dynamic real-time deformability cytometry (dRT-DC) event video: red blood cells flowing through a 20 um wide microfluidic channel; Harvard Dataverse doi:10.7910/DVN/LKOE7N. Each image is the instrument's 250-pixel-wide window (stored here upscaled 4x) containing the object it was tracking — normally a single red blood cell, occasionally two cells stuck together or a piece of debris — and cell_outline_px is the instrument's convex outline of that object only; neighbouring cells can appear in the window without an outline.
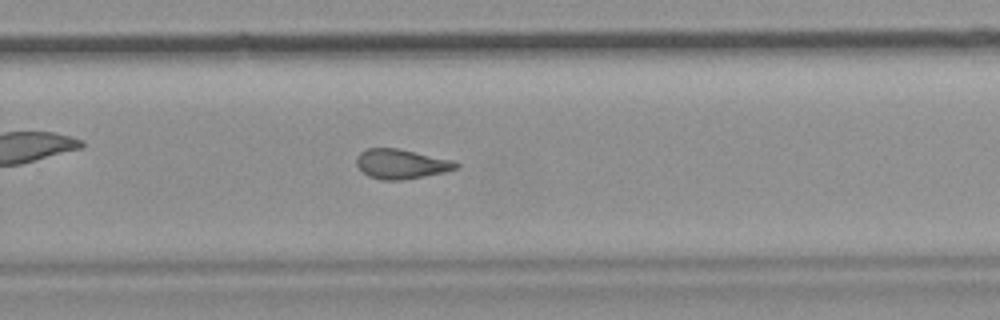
{"species": "common noctule bat (a hibernating species)", "species_latin": "Nyctalus noctula", "temperature_condition": "room temperature", "stored_images_in_passage": 42, "camera_frame_rate_fps": 3000, "um_per_image_px": 0.085, "animal": {"sex": "female", "body_mass_g": 19.9}, "frame": {"image": 1, "passage_image": 24, "time_ms": 7.667, "image_size_px": [1000, 320], "cell_outline_px": [[460, 168], [444, 172], [404, 180], [384, 180], [368, 176], [356, 164], [356, 156], [360, 152], [368, 148], [396, 148], [456, 160], [460, 164]], "centroid_in_image_um": [34.15, 13.93], "position_along_channel_um": 295.6, "area_um2": 17.34}, "authors_computed_cell_mechanics": {"area_um2": 17.7446, "velocity_mm_per_s": 3.7851, "shape_relaxation_time_tau1_ms": null, "shape_relaxation_time_tau2_ms": 1.9102, "deformation_change_tau1": null, "deformation_change_tau2": 0.1024}}